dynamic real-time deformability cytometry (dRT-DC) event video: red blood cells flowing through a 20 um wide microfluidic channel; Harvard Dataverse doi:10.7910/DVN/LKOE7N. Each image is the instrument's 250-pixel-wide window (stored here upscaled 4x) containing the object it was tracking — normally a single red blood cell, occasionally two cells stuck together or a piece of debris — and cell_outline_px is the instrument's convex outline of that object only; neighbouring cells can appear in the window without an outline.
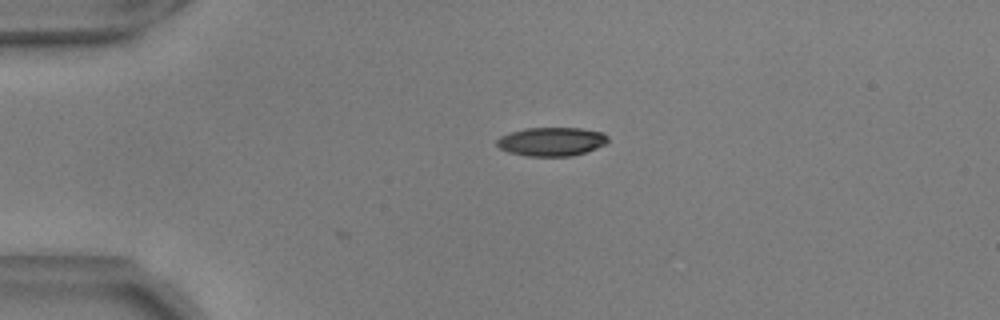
{"species": "common noctule bat (a hibernating species)", "species_latin": "Nyctalus noctula", "temperature_condition": "warm", "stored_images_in_passage": 2, "camera_frame_rate_fps": 3000, "um_per_image_px": 0.085, "animal": {"sex": "male", "body_mass_g": 17.9, "forearm_length_mm": 54.2}, "frame": {"image": 1, "passage_image": 1, "time_ms": 0.0, "image_size_px": [1000, 320], "cell_outline_px": [[608, 140], [604, 144], [596, 148], [572, 156], [528, 156], [508, 152], [500, 148], [496, 144], [496, 140], [500, 136], [508, 132], [524, 128], [580, 128], [604, 132], [608, 136]], "centroid_in_image_um": [46.85, 12.02], "position_along_channel_um": 38.1, "area_um2": 18.67}}